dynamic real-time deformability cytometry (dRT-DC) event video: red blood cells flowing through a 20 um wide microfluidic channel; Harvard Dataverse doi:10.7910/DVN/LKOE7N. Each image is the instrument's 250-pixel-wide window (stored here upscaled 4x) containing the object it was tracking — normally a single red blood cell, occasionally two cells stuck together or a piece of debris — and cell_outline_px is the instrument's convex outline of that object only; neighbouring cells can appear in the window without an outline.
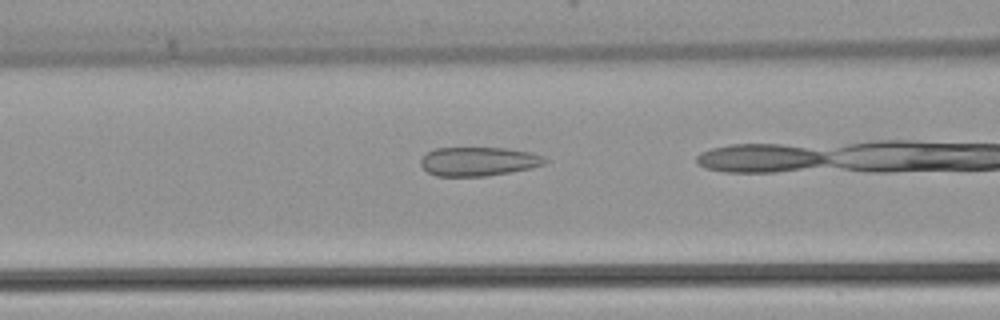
{"species": "common noctule bat (a hibernating species)", "species_latin": "Nyctalus noctula", "temperature_condition": "warm", "stored_images_in_passage": 32, "camera_frame_rate_fps": 3000, "um_per_image_px": 0.085, "animal": {"sex": "female", "body_mass_g": 22.7, "forearm_length_mm": 54.2}, "frame": {"image": 1, "passage_image": 15, "time_ms": 4.667, "image_size_px": [1000, 320], "cell_outline_px": [[548, 160], [544, 164], [532, 168], [488, 176], [436, 176], [428, 172], [420, 164], [420, 160], [428, 152], [436, 148], [504, 148], [528, 152], [544, 156]], "centroid_in_image_um": [40.68, 13.73], "position_along_channel_um": 125.9, "area_um2": 20.87}}
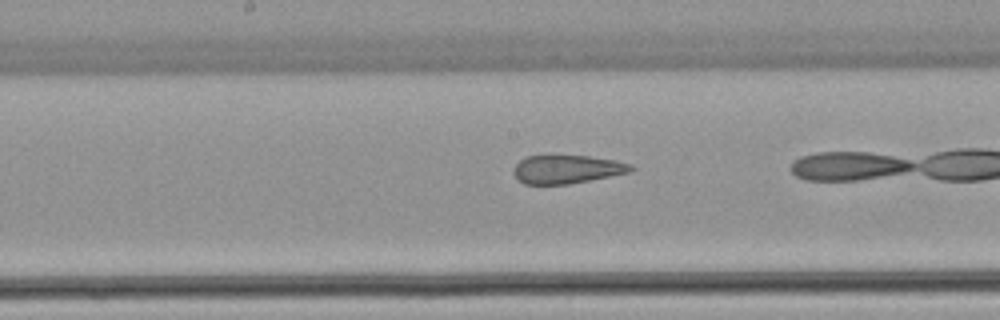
{"frame": {"image": 2, "passage_image": 20, "time_ms": 6.333, "image_size_px": [1000, 320], "cell_outline_px": [[636, 168], [632, 172], [568, 184], [524, 184], [512, 172], [512, 168], [524, 156], [588, 156], [616, 160], [632, 164]], "centroid_in_image_um": [48.22, 14.38], "position_along_channel_um": 200.0, "area_um2": 19.48}}